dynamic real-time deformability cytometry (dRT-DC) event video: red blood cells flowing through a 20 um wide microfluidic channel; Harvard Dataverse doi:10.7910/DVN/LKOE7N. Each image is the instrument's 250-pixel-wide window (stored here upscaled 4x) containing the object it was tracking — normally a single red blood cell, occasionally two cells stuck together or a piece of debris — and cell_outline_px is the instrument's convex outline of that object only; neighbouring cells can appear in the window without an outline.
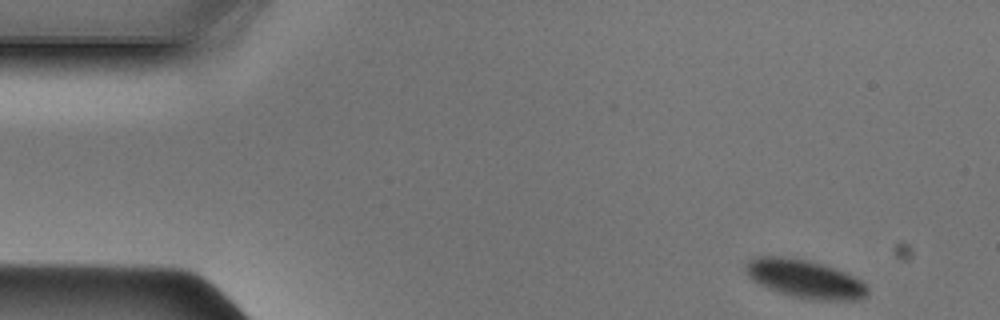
{"species": "Egyptian fruit bat (a non-hibernating species)", "species_latin": "Rousettus aegyptiacus", "temperature_condition": "cold", "stored_images_in_passage": 45, "camera_frame_rate_fps": 3000, "um_per_image_px": 0.085, "animal": {"sex": "male"}, "frame": {"image": 1, "passage_image": 1, "time_ms": 0.0, "image_size_px": [1000, 320], "cell_outline_px": [[868, 296], [860, 300], [812, 300], [792, 296], [768, 288], [752, 280], [744, 272], [744, 264], [748, 260], [760, 256], [776, 256], [804, 260], [820, 264], [844, 272], [860, 280], [868, 288]], "centroid_in_image_um": [68.39, 23.72], "position_along_channel_um": 16.6, "area_um2": 26.93}}
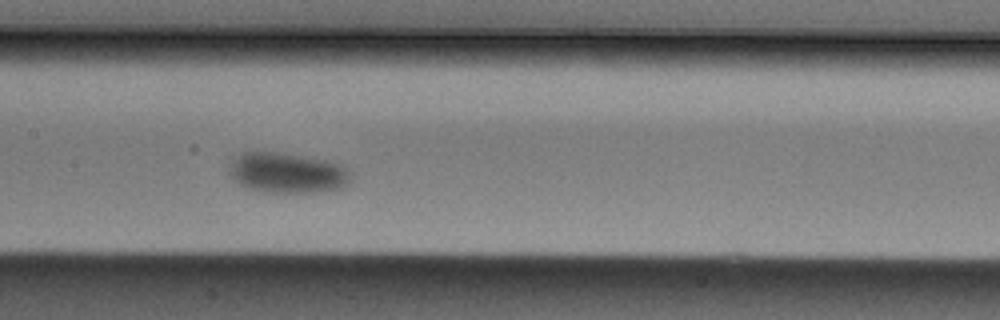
{"frame": {"image": 2, "passage_image": 20, "time_ms": 6.333, "image_size_px": [1000, 320], "cell_outline_px": [[352, 176], [348, 184], [340, 188], [324, 192], [268, 192], [248, 188], [232, 180], [228, 176], [228, 164], [232, 156], [240, 152], [276, 152], [328, 160], [340, 164], [348, 168], [352, 172]], "centroid_in_image_um": [24.38, 14.68], "position_along_channel_um": 183.0, "area_um2": 29.25}}
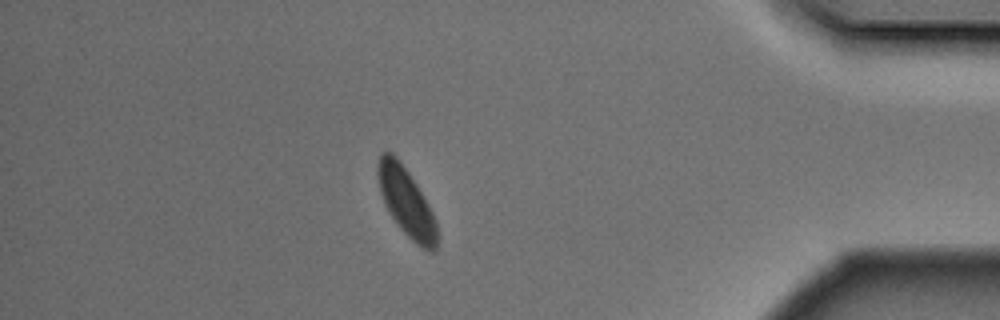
{"frame": {"image": 3, "passage_image": 39, "time_ms": 12.667, "image_size_px": [1000, 320], "cell_outline_px": [[436, 248], [432, 252], [428, 252], [416, 244], [400, 228], [392, 216], [380, 192], [376, 172], [376, 164], [380, 152], [392, 152], [400, 160], [416, 184], [432, 212], [436, 220]], "centroid_in_image_um": [34.51, 17.13], "position_along_channel_um": 400.7, "area_um2": 23.29}}